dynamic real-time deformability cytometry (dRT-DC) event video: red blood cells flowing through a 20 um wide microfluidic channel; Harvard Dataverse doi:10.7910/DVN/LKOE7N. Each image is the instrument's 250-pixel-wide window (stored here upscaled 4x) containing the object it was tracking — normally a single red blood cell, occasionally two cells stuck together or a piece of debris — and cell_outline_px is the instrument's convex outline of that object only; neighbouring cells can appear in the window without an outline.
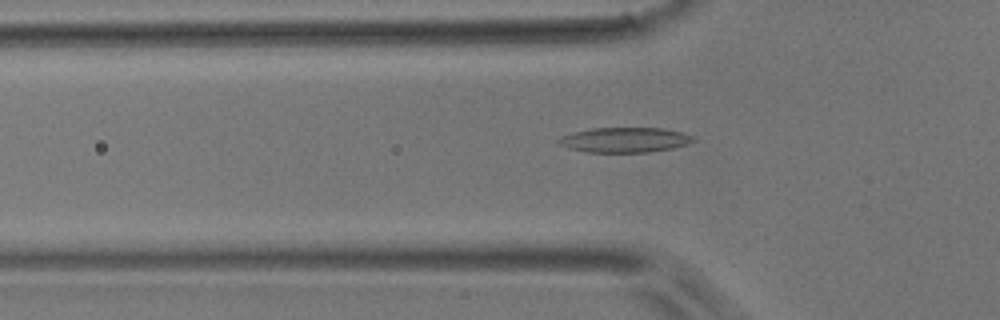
{"species": "common noctule bat (a hibernating species)", "species_latin": "Nyctalus noctula", "temperature_condition": "room temperature", "stored_images_in_passage": 36, "camera_frame_rate_fps": 3000, "um_per_image_px": 0.085, "animal": {"sex": "male", "body_mass_g": 17.9}, "frame": {"image": 1, "passage_image": 2, "time_ms": 0.333, "image_size_px": [1000, 320], "cell_outline_px": [[696, 140], [688, 144], [672, 148], [648, 152], [588, 152], [568, 148], [560, 144], [556, 140], [560, 136], [572, 132], [592, 128], [664, 128], [680, 132], [692, 136]], "centroid_in_image_um": [53.08, 11.89], "position_along_channel_um": 72.7, "area_um2": 19.59}}
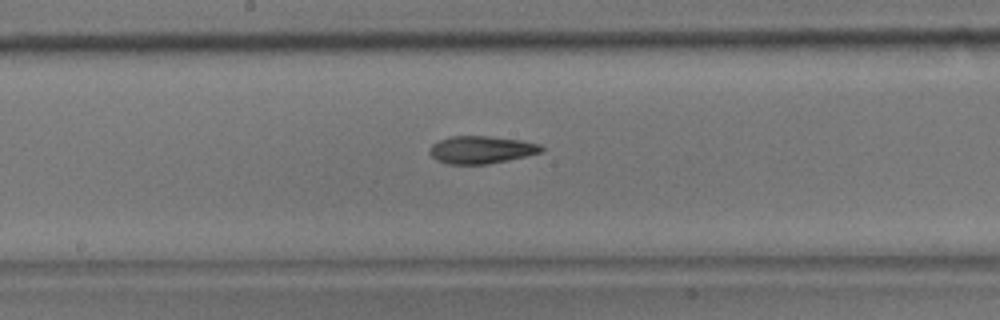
{"frame": {"image": 2, "passage_image": 12, "time_ms": 3.667, "image_size_px": [1000, 320], "cell_outline_px": [[544, 152], [508, 160], [488, 164], [448, 164], [436, 160], [428, 152], [428, 148], [432, 144], [440, 140], [452, 136], [488, 136], [520, 140], [540, 144], [544, 148]], "centroid_in_image_um": [40.91, 12.73], "position_along_channel_um": 207.3, "area_um2": 18.03}}
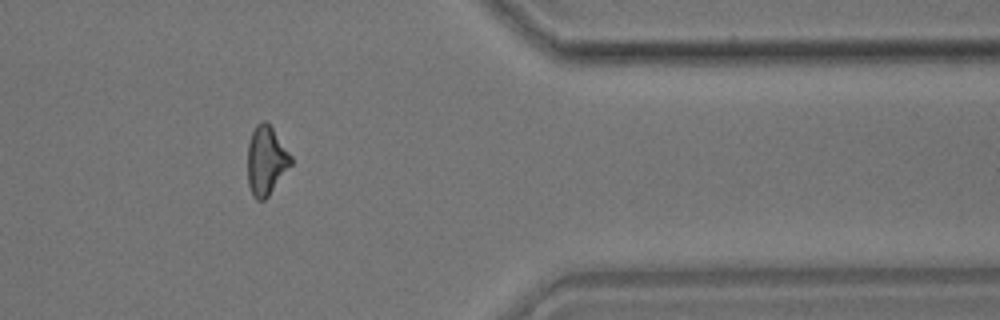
{"frame": {"image": 3, "passage_image": 27, "time_ms": 8.667, "image_size_px": [1000, 320], "cell_outline_px": [[292, 164], [268, 196], [264, 200], [256, 200], [252, 196], [248, 184], [248, 144], [252, 132], [256, 124], [264, 120], [272, 128], [292, 156]], "centroid_in_image_um": [22.62, 13.67], "position_along_channel_um": 388.8, "area_um2": 17.28}}